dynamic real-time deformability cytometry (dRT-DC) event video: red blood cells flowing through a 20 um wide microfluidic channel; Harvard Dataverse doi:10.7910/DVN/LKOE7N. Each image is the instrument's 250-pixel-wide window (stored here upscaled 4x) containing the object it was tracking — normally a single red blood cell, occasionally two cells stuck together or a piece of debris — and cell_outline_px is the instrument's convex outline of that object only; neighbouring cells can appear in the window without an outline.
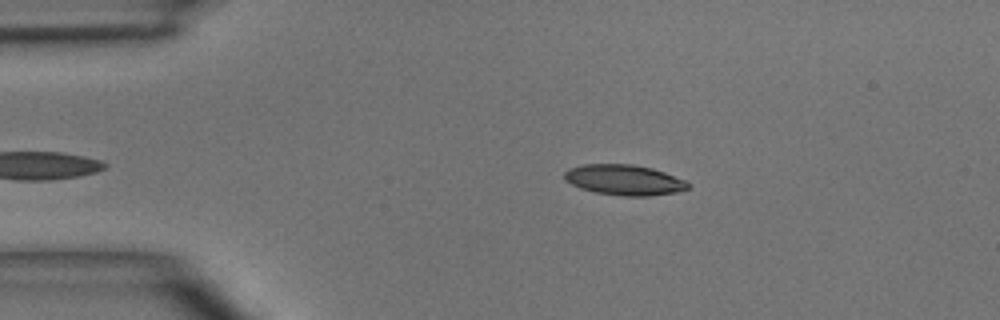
{"species": "common noctule bat (a hibernating species)", "species_latin": "Nyctalus noctula", "temperature_condition": "room temperature", "stored_images_in_passage": 3, "camera_frame_rate_fps": 3000, "um_per_image_px": 0.085, "animal": {"sex": "male", "body_mass_g": 15.6}, "frame": {"image": 1, "passage_image": 1, "time_ms": 0.0, "image_size_px": [1000, 320], "cell_outline_px": [[688, 188], [676, 192], [648, 196], [624, 196], [596, 192], [580, 188], [564, 180], [564, 172], [568, 168], [584, 164], [632, 164], [652, 168], [664, 172], [684, 180], [688, 184]], "centroid_in_image_um": [53.01, 15.28], "position_along_channel_um": 32.0, "area_um2": 21.79}}
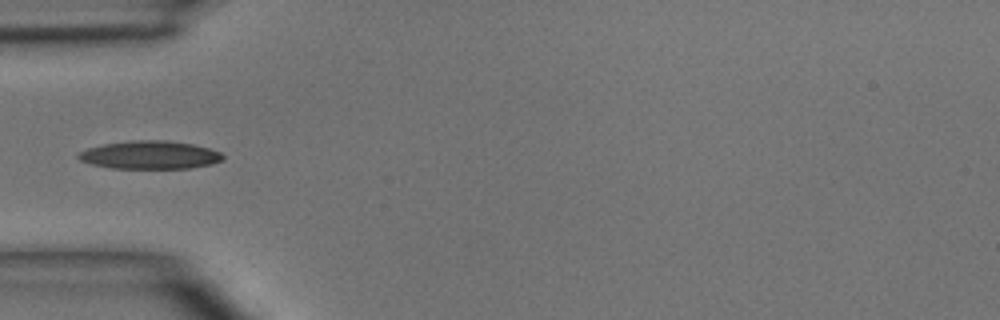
{"frame": {"image": 2, "passage_image": 2, "time_ms": 2.0, "image_size_px": [1000, 320], "cell_outline_px": [[224, 160], [212, 164], [192, 168], [112, 168], [92, 164], [80, 160], [76, 156], [80, 152], [88, 148], [104, 144], [132, 140], [164, 140], [192, 144], [208, 148], [220, 152], [224, 156]], "centroid_in_image_um": [12.77, 13.17], "position_along_channel_um": 72.2, "area_um2": 23.58}}